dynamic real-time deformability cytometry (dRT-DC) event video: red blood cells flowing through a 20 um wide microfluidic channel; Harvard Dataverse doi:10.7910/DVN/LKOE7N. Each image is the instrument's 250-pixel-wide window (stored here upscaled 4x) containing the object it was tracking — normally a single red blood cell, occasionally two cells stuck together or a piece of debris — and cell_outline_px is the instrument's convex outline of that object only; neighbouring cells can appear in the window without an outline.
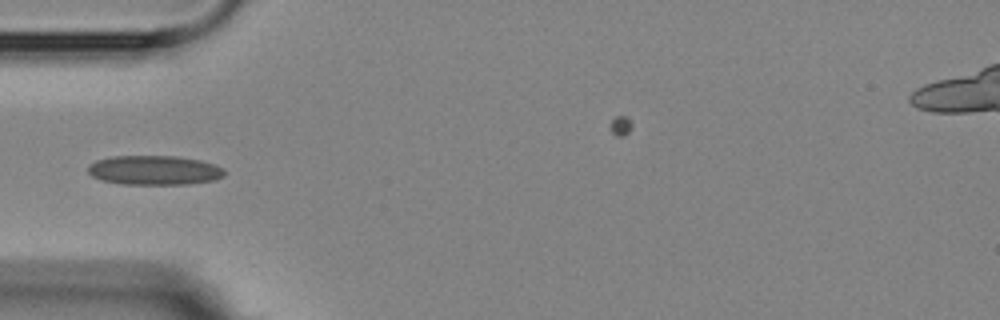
{"species": "Egyptian fruit bat (a non-hibernating species)", "species_latin": "Rousettus aegyptiacus", "temperature_condition": "room temperature", "stored_images_in_passage": 5, "camera_frame_rate_fps": 3000, "um_per_image_px": 0.085, "animal": {"sex": "female"}, "frame": {"image": 1, "passage_image": 4, "time_ms": 3.333, "image_size_px": [1000, 320], "cell_outline_px": [[224, 176], [216, 180], [188, 184], [124, 184], [100, 180], [92, 176], [88, 172], [88, 164], [96, 160], [112, 156], [176, 156], [200, 160], [216, 164], [224, 168]], "centroid_in_image_um": [13.12, 14.47], "position_along_channel_um": 71.9, "area_um2": 23.58}}